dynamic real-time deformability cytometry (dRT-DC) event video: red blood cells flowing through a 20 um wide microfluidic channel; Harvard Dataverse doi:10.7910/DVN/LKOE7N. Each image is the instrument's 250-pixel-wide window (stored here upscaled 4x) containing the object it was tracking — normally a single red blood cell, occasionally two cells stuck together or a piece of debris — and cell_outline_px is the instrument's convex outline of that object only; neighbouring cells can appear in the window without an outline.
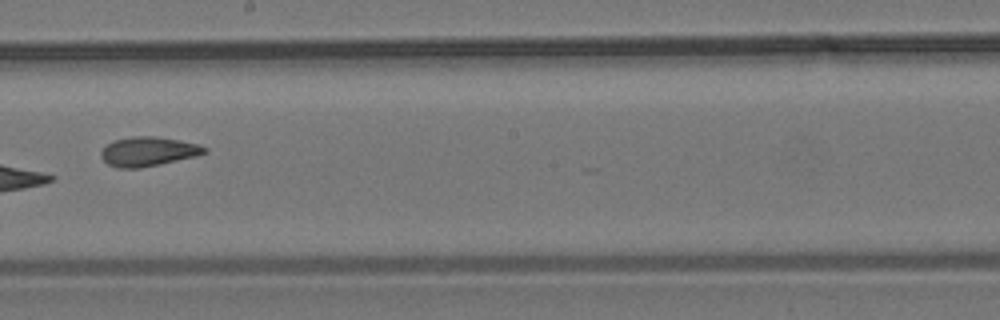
{"species": "common noctule bat (a hibernating species)", "species_latin": "Nyctalus noctula", "temperature_condition": "room temperature", "stored_images_in_passage": 13, "camera_frame_rate_fps": 3000, "um_per_image_px": 0.085, "animal": {"sex": "male", "body_mass_g": 19.2, "forearm_length_mm": 51.8}, "frame": {"image": 1, "passage_image": 8, "time_ms": 9.333, "image_size_px": [1000, 320], "cell_outline_px": [[208, 152], [196, 156], [140, 168], [116, 168], [108, 164], [100, 156], [100, 152], [108, 144], [116, 140], [132, 136], [156, 136], [180, 140], [200, 144], [208, 148]], "centroid_in_image_um": [12.62, 12.87], "position_along_channel_um": 235.6, "area_um2": 17.69}}
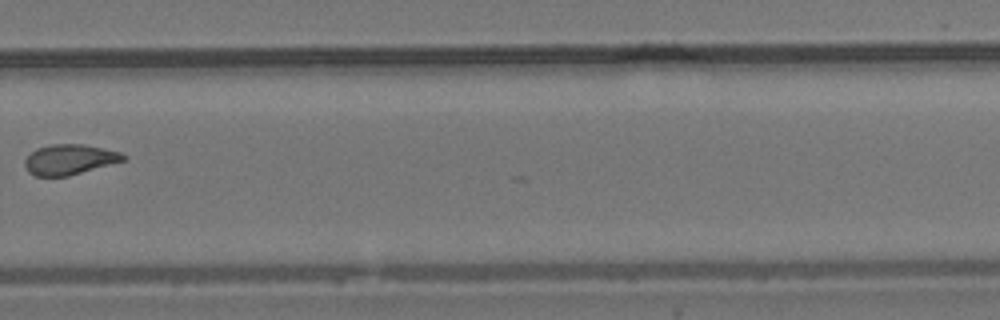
{"frame": {"image": 2, "passage_image": 10, "time_ms": 11.667, "image_size_px": [1000, 320], "cell_outline_px": [[128, 156], [124, 160], [68, 176], [36, 176], [28, 172], [24, 164], [24, 160], [36, 148], [52, 144], [84, 144], [104, 148], [120, 152]], "centroid_in_image_um": [5.9, 13.55], "position_along_channel_um": 323.9, "area_um2": 17.28}, "authors_computed_cell_mechanics": {"area_um2": 18.3804, "velocity_mm_per_s": 3.793, "shape_relaxation_time_tau1_ms": 9.6729, "shape_relaxation_time_tau2_ms": 3.3509, "deformation_change_tau1": 0.275, "deformation_change_tau2": 0.0758}}